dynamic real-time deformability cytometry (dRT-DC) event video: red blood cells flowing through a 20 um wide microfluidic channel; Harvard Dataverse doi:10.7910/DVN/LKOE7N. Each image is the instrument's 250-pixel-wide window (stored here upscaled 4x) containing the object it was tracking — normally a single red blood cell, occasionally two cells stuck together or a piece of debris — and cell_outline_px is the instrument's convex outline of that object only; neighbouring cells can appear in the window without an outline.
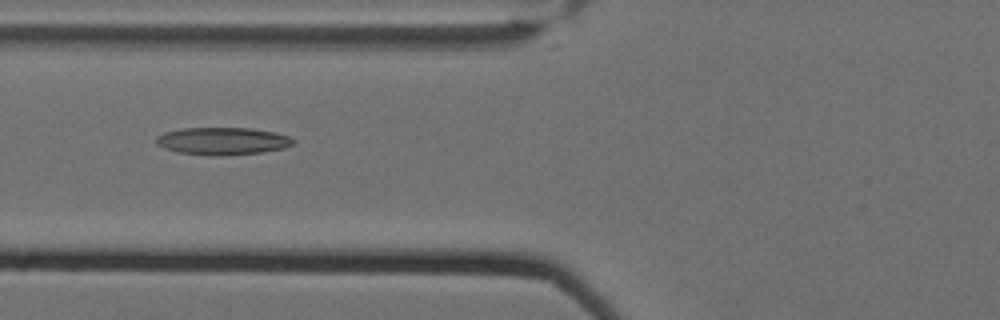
{"species": "Egyptian fruit bat (a non-hibernating species)", "species_latin": "Rousettus aegyptiacus", "temperature_condition": "cold", "stored_images_in_passage": 4, "camera_frame_rate_fps": 3000, "um_per_image_px": 0.085, "animal": {"sex": "female"}, "frame": {"image": 1, "passage_image": 2, "time_ms": 0.333, "image_size_px": [1000, 320], "cell_outline_px": [[296, 140], [292, 144], [284, 148], [260, 152], [220, 156], [212, 156], [176, 152], [164, 148], [156, 144], [156, 136], [164, 132], [184, 128], [252, 128], [276, 132], [288, 136]], "centroid_in_image_um": [18.9, 11.99], "position_along_channel_um": 106.9, "area_um2": 22.02}}
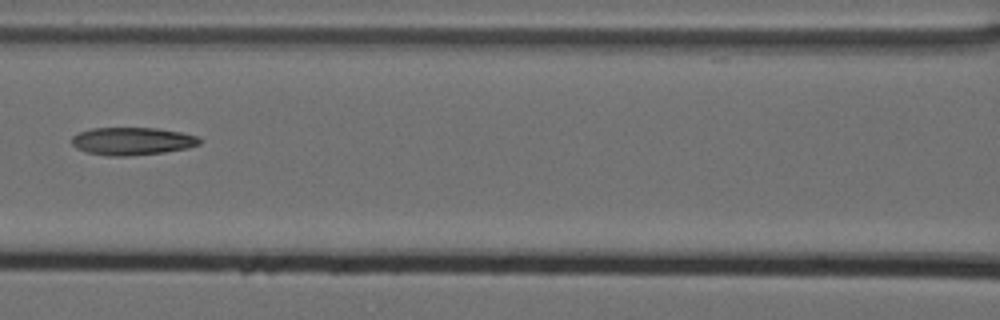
{"frame": {"image": 2, "passage_image": 3, "time_ms": 0.667, "image_size_px": [1000, 320], "cell_outline_px": [[200, 144], [188, 148], [164, 152], [128, 156], [108, 156], [88, 152], [76, 148], [72, 144], [72, 136], [80, 132], [92, 128], [156, 128], [180, 132], [196, 136], [200, 140]], "centroid_in_image_um": [11.23, 12.0], "position_along_channel_um": 155.4, "area_um2": 20.52}}